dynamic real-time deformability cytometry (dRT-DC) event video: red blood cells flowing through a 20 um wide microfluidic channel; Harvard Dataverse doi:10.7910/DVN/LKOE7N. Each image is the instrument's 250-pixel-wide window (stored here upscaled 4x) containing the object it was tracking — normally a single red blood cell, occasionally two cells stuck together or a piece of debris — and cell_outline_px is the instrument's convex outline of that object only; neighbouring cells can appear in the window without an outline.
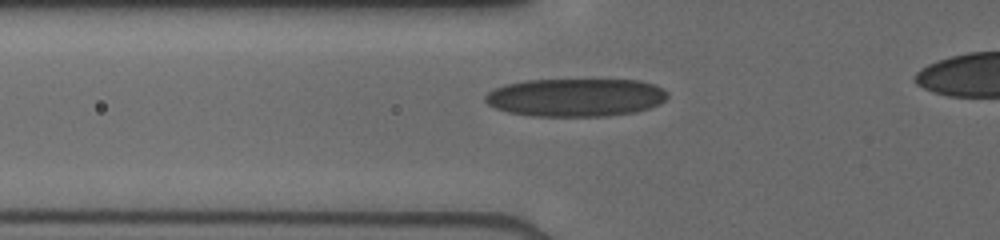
{"species": "human", "species_latin": "Homo sapiens", "temperature_condition": "cold", "stored_images_in_passage": 14, "camera_frame_rate_fps": 3000, "um_per_image_px": 0.085, "donor": {"sex": "male"}, "frame": {"image": 1, "passage_image": 2, "time_ms": 0.333, "image_size_px": [1000, 240], "cell_outline_px": [[668, 96], [660, 104], [636, 112], [608, 116], [532, 116], [508, 112], [496, 108], [488, 104], [484, 100], [484, 96], [488, 92], [504, 84], [524, 80], [640, 80], [656, 84], [664, 88], [668, 92]], "centroid_in_image_um": [48.96, 8.28], "position_along_channel_um": 76.8, "area_um2": 40.81}}
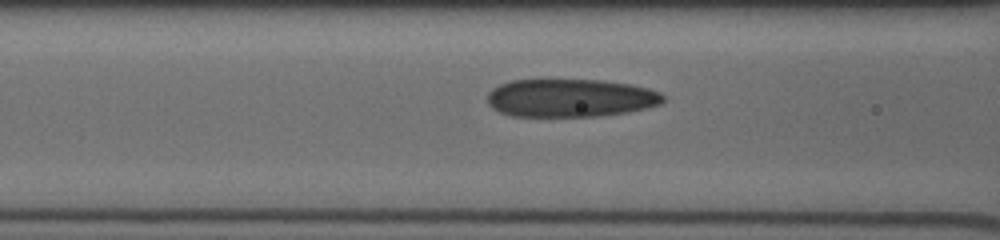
{"frame": {"image": 2, "passage_image": 9, "time_ms": 1.333, "image_size_px": [1000, 240], "cell_outline_px": [[664, 100], [660, 104], [648, 108], [628, 112], [600, 116], [512, 116], [500, 112], [492, 108], [488, 104], [488, 92], [492, 88], [500, 84], [512, 80], [544, 76], [600, 80], [628, 84], [648, 88], [660, 92], [664, 96]], "centroid_in_image_um": [48.43, 8.28], "position_along_channel_um": 118.2, "area_um2": 40.34}}